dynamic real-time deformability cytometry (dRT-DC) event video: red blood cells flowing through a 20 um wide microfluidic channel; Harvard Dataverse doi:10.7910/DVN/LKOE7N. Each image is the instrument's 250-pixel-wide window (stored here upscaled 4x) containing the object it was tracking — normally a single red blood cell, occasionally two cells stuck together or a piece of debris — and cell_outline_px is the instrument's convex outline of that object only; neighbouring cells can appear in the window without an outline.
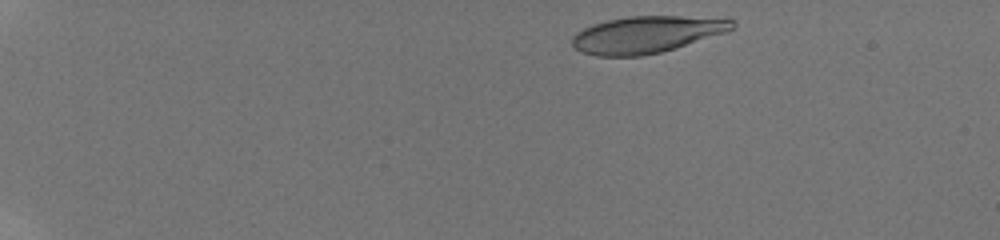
{"species": "human", "species_latin": "Homo sapiens", "temperature_condition": "room temperature", "stored_images_in_passage": 48, "camera_frame_rate_fps": 3000, "um_per_image_px": 0.085, "donor": {"sex": "male"}, "frame": {"image": 1, "passage_image": 3, "time_ms": 0.667, "image_size_px": [1000, 240], "cell_outline_px": [[736, 28], [676, 48], [660, 52], [640, 56], [596, 56], [580, 52], [572, 48], [572, 36], [576, 32], [584, 28], [608, 20], [628, 16], [680, 16], [732, 20], [736, 24]], "centroid_in_image_um": [54.89, 2.95], "position_along_channel_um": 30.1, "area_um2": 34.1}}
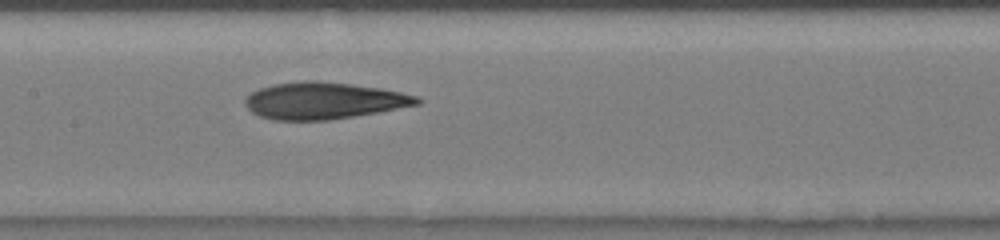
{"frame": {"image": 2, "passage_image": 24, "time_ms": 7.667, "image_size_px": [1000, 240], "cell_outline_px": [[420, 104], [376, 112], [328, 120], [272, 120], [260, 116], [252, 112], [244, 104], [244, 100], [252, 92], [260, 88], [272, 84], [304, 80], [316, 80], [352, 84], [380, 88], [400, 92], [416, 96], [420, 100]], "centroid_in_image_um": [27.47, 8.55], "position_along_channel_um": 179.9, "area_um2": 36.65}}
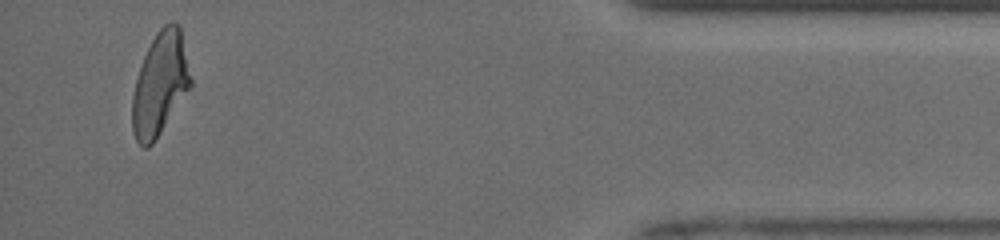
{"frame": {"image": 3, "passage_image": 46, "time_ms": 15.0, "image_size_px": [1000, 240], "cell_outline_px": [[192, 88], [152, 144], [148, 148], [144, 148], [136, 140], [132, 132], [132, 96], [136, 80], [144, 56], [156, 32], [164, 24], [172, 20], [180, 24], [192, 80]], "centroid_in_image_um": [13.63, 7.13], "position_along_channel_um": 421.6, "area_um2": 35.32}, "authors_computed_cell_mechanics": {"area_um2": 36.0383, "velocity_mm_per_s": 3.9385, "shape_relaxation_time_tau1_ms": 4.8117, "shape_relaxation_time_tau2_ms": 1.5045, "deformation_change_tau1": 0.1944, "deformation_change_tau2": 0.0953}}